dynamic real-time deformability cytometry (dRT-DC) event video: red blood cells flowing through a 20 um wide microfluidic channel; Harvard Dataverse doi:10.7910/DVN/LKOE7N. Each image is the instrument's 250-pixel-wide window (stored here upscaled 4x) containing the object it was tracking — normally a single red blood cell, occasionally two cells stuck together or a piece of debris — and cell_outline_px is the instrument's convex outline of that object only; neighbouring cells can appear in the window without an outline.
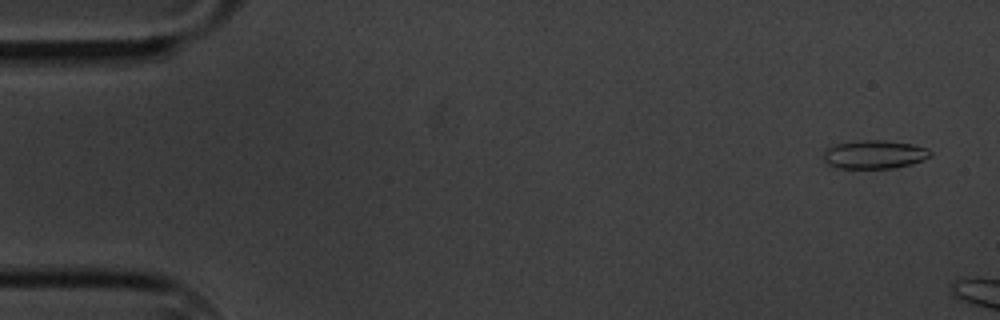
{"species": "common noctule bat (a hibernating species)", "species_latin": "Nyctalus noctula", "temperature_condition": "cold", "stored_images_in_passage": 3, "camera_frame_rate_fps": 3000, "um_per_image_px": 0.085, "animal": {"sex": "male", "body_mass_g": 20.1, "forearm_length_mm": 53.5}, "frame": {"image": 1, "passage_image": 1, "time_ms": 0.0, "image_size_px": [1000, 320], "cell_outline_px": [[932, 156], [924, 160], [912, 164], [892, 168], [836, 168], [828, 164], [824, 160], [824, 148], [836, 144], [860, 140], [884, 140], [912, 144], [928, 148], [932, 152]], "centroid_in_image_um": [74.34, 13.13], "position_along_channel_um": 10.7, "area_um2": 17.92}}